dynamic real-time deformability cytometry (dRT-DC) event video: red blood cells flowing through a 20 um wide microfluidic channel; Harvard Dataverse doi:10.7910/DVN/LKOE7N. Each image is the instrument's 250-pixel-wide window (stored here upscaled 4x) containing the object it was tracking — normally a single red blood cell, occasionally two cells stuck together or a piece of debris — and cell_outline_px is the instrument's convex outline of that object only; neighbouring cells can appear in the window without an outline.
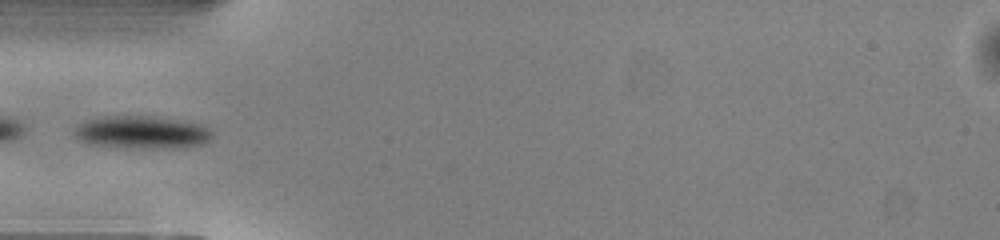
{"species": "common noctule bat (a hibernating species)", "species_latin": "Nyctalus noctula", "temperature_condition": "warm", "stored_images_in_passage": 33, "camera_frame_rate_fps": 3000, "um_per_image_px": 0.085, "animal": {"sex": "male", "body_mass_g": 13.0, "forearm_length_mm": 53.1}, "frame": {"image": 1, "passage_image": 1, "time_ms": 0.0, "image_size_px": [1000, 240], "cell_outline_px": [[212, 136], [204, 144], [168, 148], [124, 148], [92, 144], [80, 140], [72, 132], [80, 124], [88, 120], [100, 116], [152, 116], [204, 124], [212, 132]], "centroid_in_image_um": [12.07, 11.24], "position_along_channel_um": 72.9, "area_um2": 26.3}}
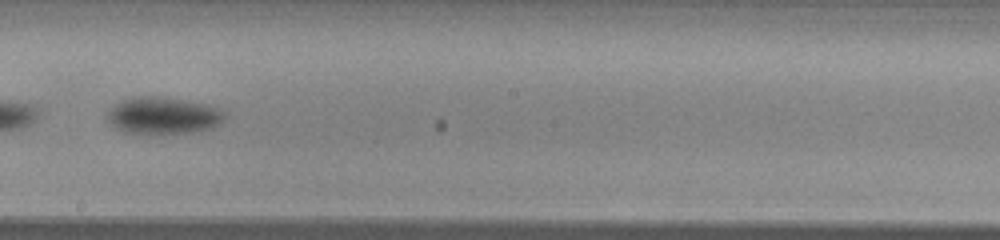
{"frame": {"image": 2, "passage_image": 13, "time_ms": 4.0, "image_size_px": [1000, 240], "cell_outline_px": [[228, 116], [220, 124], [212, 128], [196, 132], [124, 132], [116, 128], [108, 120], [108, 112], [116, 104], [124, 100], [140, 96], [164, 96], [208, 104], [228, 112]], "centroid_in_image_um": [13.98, 9.8], "position_along_channel_um": 234.2, "area_um2": 25.09}}
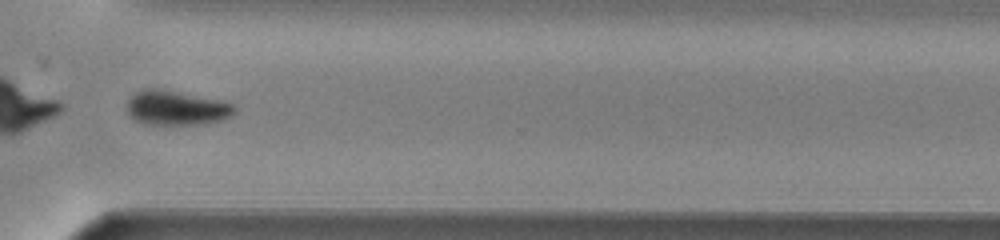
{"frame": {"image": 3, "passage_image": 22, "time_ms": 7.0, "image_size_px": [1000, 240], "cell_outline_px": [[236, 112], [232, 116], [224, 120], [208, 124], [144, 124], [128, 116], [128, 100], [136, 92], [144, 88], [156, 88], [224, 100], [232, 104], [236, 108]], "centroid_in_image_um": [15.04, 9.18], "position_along_channel_um": 355.6, "area_um2": 21.91}}